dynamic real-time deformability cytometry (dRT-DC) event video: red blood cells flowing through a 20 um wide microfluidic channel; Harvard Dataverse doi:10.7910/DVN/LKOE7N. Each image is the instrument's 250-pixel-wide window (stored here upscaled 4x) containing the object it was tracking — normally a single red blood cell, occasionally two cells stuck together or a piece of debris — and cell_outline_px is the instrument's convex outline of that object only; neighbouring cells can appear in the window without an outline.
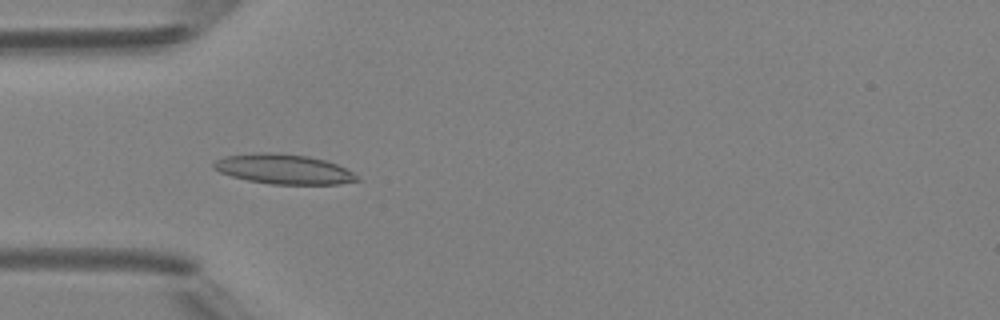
{"species": "Egyptian fruit bat (a non-hibernating species)", "species_latin": "Rousettus aegyptiacus", "temperature_condition": "room temperature", "stored_images_in_passage": 7, "camera_frame_rate_fps": 3000, "um_per_image_px": 0.085, "animal": {"sex": "female"}, "frame": {"image": 1, "passage_image": 4, "time_ms": 3.333, "image_size_px": [1000, 320], "cell_outline_px": [[360, 180], [340, 184], [272, 184], [248, 180], [232, 176], [220, 172], [212, 168], [212, 164], [216, 160], [224, 156], [252, 152], [272, 152], [308, 156], [324, 160], [336, 164], [352, 172]], "centroid_in_image_um": [24.06, 14.36], "position_along_channel_um": 60.9, "area_um2": 24.85}}
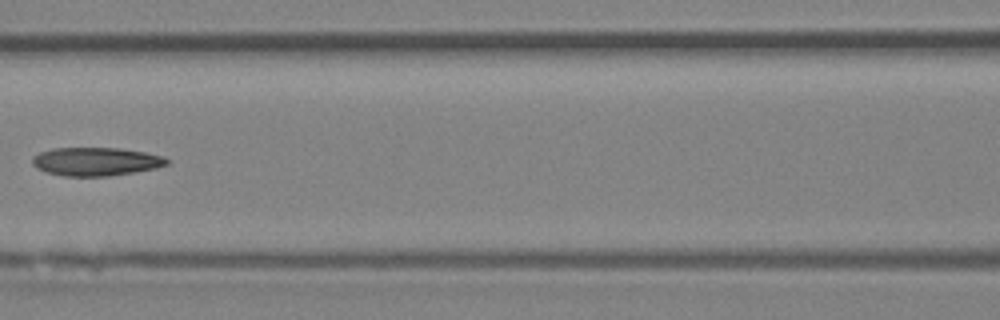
{"frame": {"image": 2, "passage_image": 6, "time_ms": 5.667, "image_size_px": [1000, 320], "cell_outline_px": [[168, 164], [156, 168], [108, 176], [64, 176], [44, 172], [36, 168], [32, 164], [32, 156], [40, 152], [52, 148], [120, 148], [144, 152], [164, 156], [168, 160]], "centroid_in_image_um": [8.11, 13.73], "position_along_channel_um": 158.5, "area_um2": 22.31}}
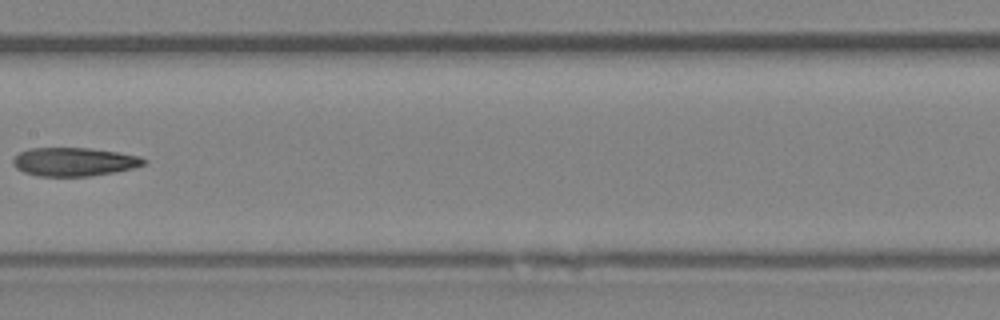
{"frame": {"image": 3, "passage_image": 7, "time_ms": 6.667, "image_size_px": [1000, 320], "cell_outline_px": [[148, 160], [144, 164], [132, 168], [116, 172], [88, 176], [36, 176], [24, 172], [16, 168], [12, 164], [12, 160], [20, 152], [28, 148], [88, 148], [116, 152], [140, 156]], "centroid_in_image_um": [6.28, 13.75], "position_along_channel_um": 201.1, "area_um2": 21.73}}